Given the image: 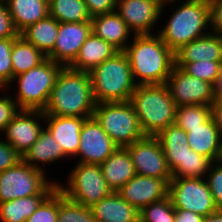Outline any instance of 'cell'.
<instances>
[{"instance_id":"6da1fadb","label":"cell","mask_w":222,"mask_h":222,"mask_svg":"<svg viewBox=\"0 0 222 222\" xmlns=\"http://www.w3.org/2000/svg\"><path fill=\"white\" fill-rule=\"evenodd\" d=\"M168 7H172L171 10ZM161 17L157 35L174 53L183 45L211 32L209 0H164Z\"/></svg>"},{"instance_id":"7a4b0ae2","label":"cell","mask_w":222,"mask_h":222,"mask_svg":"<svg viewBox=\"0 0 222 222\" xmlns=\"http://www.w3.org/2000/svg\"><path fill=\"white\" fill-rule=\"evenodd\" d=\"M124 52L136 85L165 84L175 66V53L157 34L134 35Z\"/></svg>"},{"instance_id":"3957f363","label":"cell","mask_w":222,"mask_h":222,"mask_svg":"<svg viewBox=\"0 0 222 222\" xmlns=\"http://www.w3.org/2000/svg\"><path fill=\"white\" fill-rule=\"evenodd\" d=\"M95 104L89 72L63 66L43 113L90 118L93 117Z\"/></svg>"},{"instance_id":"277c9868","label":"cell","mask_w":222,"mask_h":222,"mask_svg":"<svg viewBox=\"0 0 222 222\" xmlns=\"http://www.w3.org/2000/svg\"><path fill=\"white\" fill-rule=\"evenodd\" d=\"M129 101L144 135L156 136L175 123L177 106L166 84L136 85Z\"/></svg>"},{"instance_id":"5b68a950","label":"cell","mask_w":222,"mask_h":222,"mask_svg":"<svg viewBox=\"0 0 222 222\" xmlns=\"http://www.w3.org/2000/svg\"><path fill=\"white\" fill-rule=\"evenodd\" d=\"M95 103L129 101L136 84L128 57L124 51L100 63L90 72Z\"/></svg>"},{"instance_id":"8992f818","label":"cell","mask_w":222,"mask_h":222,"mask_svg":"<svg viewBox=\"0 0 222 222\" xmlns=\"http://www.w3.org/2000/svg\"><path fill=\"white\" fill-rule=\"evenodd\" d=\"M62 67L46 58L38 66L13 77L6 90H16L10 93L20 109L43 111Z\"/></svg>"},{"instance_id":"52a82bcc","label":"cell","mask_w":222,"mask_h":222,"mask_svg":"<svg viewBox=\"0 0 222 222\" xmlns=\"http://www.w3.org/2000/svg\"><path fill=\"white\" fill-rule=\"evenodd\" d=\"M74 163V164H73ZM66 179L57 182V188L70 200L92 207L113 191L107 185L100 165L72 162ZM66 181V182H65ZM64 183V184H63Z\"/></svg>"},{"instance_id":"ba28073f","label":"cell","mask_w":222,"mask_h":222,"mask_svg":"<svg viewBox=\"0 0 222 222\" xmlns=\"http://www.w3.org/2000/svg\"><path fill=\"white\" fill-rule=\"evenodd\" d=\"M49 176L21 160L16 166L0 172V203L32 195H50L60 178L55 180Z\"/></svg>"},{"instance_id":"9c48e42d","label":"cell","mask_w":222,"mask_h":222,"mask_svg":"<svg viewBox=\"0 0 222 222\" xmlns=\"http://www.w3.org/2000/svg\"><path fill=\"white\" fill-rule=\"evenodd\" d=\"M93 117L118 147H127L145 136L130 101L97 103Z\"/></svg>"},{"instance_id":"30bf717a","label":"cell","mask_w":222,"mask_h":222,"mask_svg":"<svg viewBox=\"0 0 222 222\" xmlns=\"http://www.w3.org/2000/svg\"><path fill=\"white\" fill-rule=\"evenodd\" d=\"M168 196L175 209L189 210L203 217L218 211L205 178H172Z\"/></svg>"},{"instance_id":"8fae6325","label":"cell","mask_w":222,"mask_h":222,"mask_svg":"<svg viewBox=\"0 0 222 222\" xmlns=\"http://www.w3.org/2000/svg\"><path fill=\"white\" fill-rule=\"evenodd\" d=\"M165 84L177 107L183 105H212L215 100L213 84L189 75L176 65Z\"/></svg>"},{"instance_id":"7c38bea8","label":"cell","mask_w":222,"mask_h":222,"mask_svg":"<svg viewBox=\"0 0 222 222\" xmlns=\"http://www.w3.org/2000/svg\"><path fill=\"white\" fill-rule=\"evenodd\" d=\"M164 0H117L116 12L134 35L157 34Z\"/></svg>"},{"instance_id":"4fadbf2b","label":"cell","mask_w":222,"mask_h":222,"mask_svg":"<svg viewBox=\"0 0 222 222\" xmlns=\"http://www.w3.org/2000/svg\"><path fill=\"white\" fill-rule=\"evenodd\" d=\"M136 173L159 179H172L165 153L156 136L145 135L126 147Z\"/></svg>"},{"instance_id":"5bb4252c","label":"cell","mask_w":222,"mask_h":222,"mask_svg":"<svg viewBox=\"0 0 222 222\" xmlns=\"http://www.w3.org/2000/svg\"><path fill=\"white\" fill-rule=\"evenodd\" d=\"M117 148L118 145L102 129L97 120L90 117L82 126L79 149L74 161L101 165Z\"/></svg>"},{"instance_id":"9a60e30c","label":"cell","mask_w":222,"mask_h":222,"mask_svg":"<svg viewBox=\"0 0 222 222\" xmlns=\"http://www.w3.org/2000/svg\"><path fill=\"white\" fill-rule=\"evenodd\" d=\"M44 123L42 110L20 109L6 126L2 137L22 156L37 141Z\"/></svg>"},{"instance_id":"2e32d148","label":"cell","mask_w":222,"mask_h":222,"mask_svg":"<svg viewBox=\"0 0 222 222\" xmlns=\"http://www.w3.org/2000/svg\"><path fill=\"white\" fill-rule=\"evenodd\" d=\"M91 33V21L59 23L56 43L47 58L63 66H69Z\"/></svg>"},{"instance_id":"e0dca14e","label":"cell","mask_w":222,"mask_h":222,"mask_svg":"<svg viewBox=\"0 0 222 222\" xmlns=\"http://www.w3.org/2000/svg\"><path fill=\"white\" fill-rule=\"evenodd\" d=\"M171 179L136 174L117 193L140 211L145 206L168 197Z\"/></svg>"},{"instance_id":"ac0fdd59","label":"cell","mask_w":222,"mask_h":222,"mask_svg":"<svg viewBox=\"0 0 222 222\" xmlns=\"http://www.w3.org/2000/svg\"><path fill=\"white\" fill-rule=\"evenodd\" d=\"M44 128L60 143L66 161L76 158L80 144V132L87 118L44 115Z\"/></svg>"},{"instance_id":"d6986e66","label":"cell","mask_w":222,"mask_h":222,"mask_svg":"<svg viewBox=\"0 0 222 222\" xmlns=\"http://www.w3.org/2000/svg\"><path fill=\"white\" fill-rule=\"evenodd\" d=\"M66 158L60 143L45 128L40 132L37 141L22 155L25 163L46 174L53 172L47 170L48 166L52 167L61 160L64 162Z\"/></svg>"},{"instance_id":"ffe728a7","label":"cell","mask_w":222,"mask_h":222,"mask_svg":"<svg viewBox=\"0 0 222 222\" xmlns=\"http://www.w3.org/2000/svg\"><path fill=\"white\" fill-rule=\"evenodd\" d=\"M92 33L110 43L118 51H124L134 34L116 12L91 18Z\"/></svg>"},{"instance_id":"44dd1931","label":"cell","mask_w":222,"mask_h":222,"mask_svg":"<svg viewBox=\"0 0 222 222\" xmlns=\"http://www.w3.org/2000/svg\"><path fill=\"white\" fill-rule=\"evenodd\" d=\"M187 135L190 149L213 162L222 159V136L213 116L199 127L189 128Z\"/></svg>"},{"instance_id":"7402d4cb","label":"cell","mask_w":222,"mask_h":222,"mask_svg":"<svg viewBox=\"0 0 222 222\" xmlns=\"http://www.w3.org/2000/svg\"><path fill=\"white\" fill-rule=\"evenodd\" d=\"M222 61V36L209 34L192 40L175 52V62Z\"/></svg>"},{"instance_id":"603a6c76","label":"cell","mask_w":222,"mask_h":222,"mask_svg":"<svg viewBox=\"0 0 222 222\" xmlns=\"http://www.w3.org/2000/svg\"><path fill=\"white\" fill-rule=\"evenodd\" d=\"M100 166L105 181L113 192H117L137 174L126 147H118Z\"/></svg>"},{"instance_id":"cb8c5ba5","label":"cell","mask_w":222,"mask_h":222,"mask_svg":"<svg viewBox=\"0 0 222 222\" xmlns=\"http://www.w3.org/2000/svg\"><path fill=\"white\" fill-rule=\"evenodd\" d=\"M91 209L97 222H139V211L117 192L101 199Z\"/></svg>"},{"instance_id":"d4e9b609","label":"cell","mask_w":222,"mask_h":222,"mask_svg":"<svg viewBox=\"0 0 222 222\" xmlns=\"http://www.w3.org/2000/svg\"><path fill=\"white\" fill-rule=\"evenodd\" d=\"M116 52L118 50L110 43L91 33L69 67L79 71L90 72L100 63L112 57Z\"/></svg>"},{"instance_id":"484cf974","label":"cell","mask_w":222,"mask_h":222,"mask_svg":"<svg viewBox=\"0 0 222 222\" xmlns=\"http://www.w3.org/2000/svg\"><path fill=\"white\" fill-rule=\"evenodd\" d=\"M156 137L161 144L172 173L180 163H183L184 156L190 149L187 132L174 123L159 132Z\"/></svg>"},{"instance_id":"4316f807","label":"cell","mask_w":222,"mask_h":222,"mask_svg":"<svg viewBox=\"0 0 222 222\" xmlns=\"http://www.w3.org/2000/svg\"><path fill=\"white\" fill-rule=\"evenodd\" d=\"M16 30L21 33L29 25L49 16L46 0H6Z\"/></svg>"},{"instance_id":"83f0119b","label":"cell","mask_w":222,"mask_h":222,"mask_svg":"<svg viewBox=\"0 0 222 222\" xmlns=\"http://www.w3.org/2000/svg\"><path fill=\"white\" fill-rule=\"evenodd\" d=\"M59 22L50 15L24 29L20 36L48 56L54 48Z\"/></svg>"},{"instance_id":"f1b7e54d","label":"cell","mask_w":222,"mask_h":222,"mask_svg":"<svg viewBox=\"0 0 222 222\" xmlns=\"http://www.w3.org/2000/svg\"><path fill=\"white\" fill-rule=\"evenodd\" d=\"M46 58L39 49L19 35L14 40L11 51L13 77L38 66Z\"/></svg>"},{"instance_id":"f546056e","label":"cell","mask_w":222,"mask_h":222,"mask_svg":"<svg viewBox=\"0 0 222 222\" xmlns=\"http://www.w3.org/2000/svg\"><path fill=\"white\" fill-rule=\"evenodd\" d=\"M49 195H32L0 203V222H25Z\"/></svg>"},{"instance_id":"4dcf8cb0","label":"cell","mask_w":222,"mask_h":222,"mask_svg":"<svg viewBox=\"0 0 222 222\" xmlns=\"http://www.w3.org/2000/svg\"><path fill=\"white\" fill-rule=\"evenodd\" d=\"M49 15L59 23L91 21V16L83 0H52Z\"/></svg>"},{"instance_id":"1f68e13d","label":"cell","mask_w":222,"mask_h":222,"mask_svg":"<svg viewBox=\"0 0 222 222\" xmlns=\"http://www.w3.org/2000/svg\"><path fill=\"white\" fill-rule=\"evenodd\" d=\"M213 161L192 149L184 156L183 163L172 172L173 178H205Z\"/></svg>"},{"instance_id":"d6a6232c","label":"cell","mask_w":222,"mask_h":222,"mask_svg":"<svg viewBox=\"0 0 222 222\" xmlns=\"http://www.w3.org/2000/svg\"><path fill=\"white\" fill-rule=\"evenodd\" d=\"M57 222H97L91 207L80 205L67 198L58 189Z\"/></svg>"},{"instance_id":"836d02e7","label":"cell","mask_w":222,"mask_h":222,"mask_svg":"<svg viewBox=\"0 0 222 222\" xmlns=\"http://www.w3.org/2000/svg\"><path fill=\"white\" fill-rule=\"evenodd\" d=\"M212 116V105H183L176 109L175 123L189 132L205 123Z\"/></svg>"},{"instance_id":"e575fe53","label":"cell","mask_w":222,"mask_h":222,"mask_svg":"<svg viewBox=\"0 0 222 222\" xmlns=\"http://www.w3.org/2000/svg\"><path fill=\"white\" fill-rule=\"evenodd\" d=\"M139 222H175V208L169 196L142 208Z\"/></svg>"},{"instance_id":"d590c367","label":"cell","mask_w":222,"mask_h":222,"mask_svg":"<svg viewBox=\"0 0 222 222\" xmlns=\"http://www.w3.org/2000/svg\"><path fill=\"white\" fill-rule=\"evenodd\" d=\"M186 73L198 79L214 84L217 79L222 61H196V62H175Z\"/></svg>"},{"instance_id":"8d00e7d4","label":"cell","mask_w":222,"mask_h":222,"mask_svg":"<svg viewBox=\"0 0 222 222\" xmlns=\"http://www.w3.org/2000/svg\"><path fill=\"white\" fill-rule=\"evenodd\" d=\"M16 38H0V89H7L13 79L11 51Z\"/></svg>"},{"instance_id":"74e56055","label":"cell","mask_w":222,"mask_h":222,"mask_svg":"<svg viewBox=\"0 0 222 222\" xmlns=\"http://www.w3.org/2000/svg\"><path fill=\"white\" fill-rule=\"evenodd\" d=\"M58 219V188H56L25 220V222H57Z\"/></svg>"},{"instance_id":"f35d334b","label":"cell","mask_w":222,"mask_h":222,"mask_svg":"<svg viewBox=\"0 0 222 222\" xmlns=\"http://www.w3.org/2000/svg\"><path fill=\"white\" fill-rule=\"evenodd\" d=\"M218 210H222V159L214 161L205 177Z\"/></svg>"},{"instance_id":"ab89813d","label":"cell","mask_w":222,"mask_h":222,"mask_svg":"<svg viewBox=\"0 0 222 222\" xmlns=\"http://www.w3.org/2000/svg\"><path fill=\"white\" fill-rule=\"evenodd\" d=\"M19 110L11 94H8V90L0 89V136Z\"/></svg>"},{"instance_id":"60d3db41","label":"cell","mask_w":222,"mask_h":222,"mask_svg":"<svg viewBox=\"0 0 222 222\" xmlns=\"http://www.w3.org/2000/svg\"><path fill=\"white\" fill-rule=\"evenodd\" d=\"M21 160V154L0 136V172L16 166Z\"/></svg>"},{"instance_id":"b9f144b4","label":"cell","mask_w":222,"mask_h":222,"mask_svg":"<svg viewBox=\"0 0 222 222\" xmlns=\"http://www.w3.org/2000/svg\"><path fill=\"white\" fill-rule=\"evenodd\" d=\"M19 35L8 12L6 1L0 0V38H17Z\"/></svg>"},{"instance_id":"7bdbcfd3","label":"cell","mask_w":222,"mask_h":222,"mask_svg":"<svg viewBox=\"0 0 222 222\" xmlns=\"http://www.w3.org/2000/svg\"><path fill=\"white\" fill-rule=\"evenodd\" d=\"M91 17L116 11L117 0H83Z\"/></svg>"},{"instance_id":"ee69618b","label":"cell","mask_w":222,"mask_h":222,"mask_svg":"<svg viewBox=\"0 0 222 222\" xmlns=\"http://www.w3.org/2000/svg\"><path fill=\"white\" fill-rule=\"evenodd\" d=\"M211 7V32L222 36V0H209Z\"/></svg>"},{"instance_id":"f6af8a7d","label":"cell","mask_w":222,"mask_h":222,"mask_svg":"<svg viewBox=\"0 0 222 222\" xmlns=\"http://www.w3.org/2000/svg\"><path fill=\"white\" fill-rule=\"evenodd\" d=\"M203 218L189 210L175 209V222H202Z\"/></svg>"},{"instance_id":"bcb514c9","label":"cell","mask_w":222,"mask_h":222,"mask_svg":"<svg viewBox=\"0 0 222 222\" xmlns=\"http://www.w3.org/2000/svg\"><path fill=\"white\" fill-rule=\"evenodd\" d=\"M212 116L222 136V97L215 98L212 104Z\"/></svg>"},{"instance_id":"7dc6e473","label":"cell","mask_w":222,"mask_h":222,"mask_svg":"<svg viewBox=\"0 0 222 222\" xmlns=\"http://www.w3.org/2000/svg\"><path fill=\"white\" fill-rule=\"evenodd\" d=\"M213 94L215 98L222 97V65L219 75L213 84Z\"/></svg>"},{"instance_id":"c3c4849f","label":"cell","mask_w":222,"mask_h":222,"mask_svg":"<svg viewBox=\"0 0 222 222\" xmlns=\"http://www.w3.org/2000/svg\"><path fill=\"white\" fill-rule=\"evenodd\" d=\"M202 222H222V210H218L203 218Z\"/></svg>"}]
</instances>
